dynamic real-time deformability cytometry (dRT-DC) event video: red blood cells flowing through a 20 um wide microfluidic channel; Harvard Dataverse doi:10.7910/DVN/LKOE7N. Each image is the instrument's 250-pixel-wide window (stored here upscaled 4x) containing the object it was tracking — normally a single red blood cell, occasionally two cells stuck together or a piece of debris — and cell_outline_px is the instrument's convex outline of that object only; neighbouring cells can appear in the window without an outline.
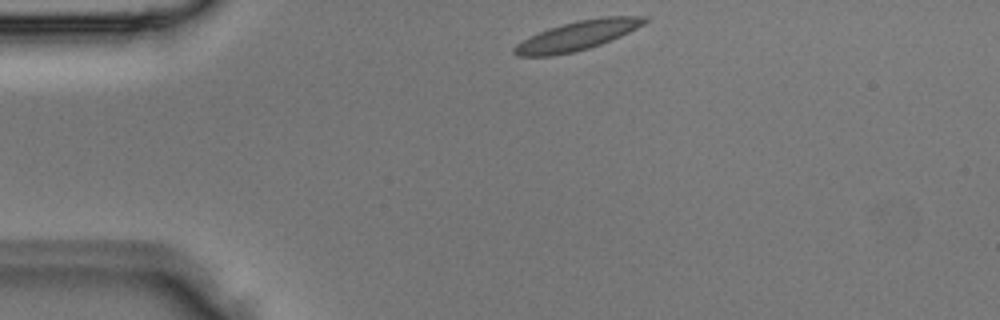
{"species": "Egyptian fruit bat (a non-hibernating species)", "species_latin": "Rousettus aegyptiacus", "temperature_condition": "room temperature", "stored_images_in_passage": 2, "camera_frame_rate_fps": 3000, "um_per_image_px": 0.085, "animal": {"sex": "male"}, "frame": {"image": 1, "passage_image": 1, "time_ms": 0.0, "image_size_px": [1000, 320], "cell_outline_px": [[648, 20], [644, 24], [612, 40], [588, 48], [572, 52], [552, 56], [516, 56], [512, 52], [512, 48], [516, 44], [528, 36], [548, 28], [576, 20], [604, 16], [648, 16]], "centroid_in_image_um": [49.04, 3.02], "position_along_channel_um": 36.0, "area_um2": 22.37}}